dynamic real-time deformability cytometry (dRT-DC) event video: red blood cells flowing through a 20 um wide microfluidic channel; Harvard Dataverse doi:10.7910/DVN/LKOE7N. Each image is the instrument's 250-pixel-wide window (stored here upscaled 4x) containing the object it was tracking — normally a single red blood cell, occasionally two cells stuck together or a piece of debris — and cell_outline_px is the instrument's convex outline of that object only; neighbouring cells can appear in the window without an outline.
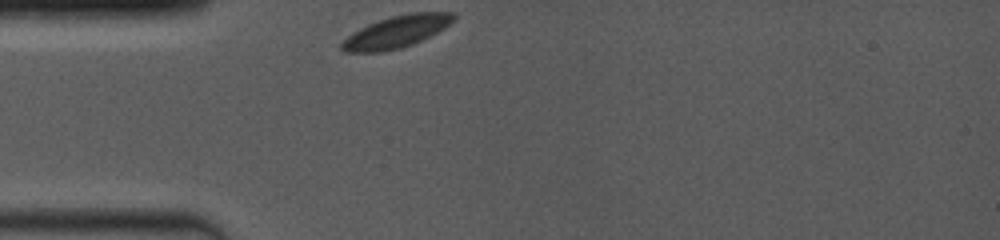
{"species": "common noctule bat (a hibernating species)", "species_latin": "Nyctalus noctula", "temperature_condition": "room temperature", "stored_images_in_passage": 5, "camera_frame_rate_fps": 4000, "um_per_image_px": 0.085, "animal": {"sex": "female", "body_mass_g": 19.0, "forearm_length_mm": 53.3}, "frame": {"image": 1, "passage_image": 1, "time_ms": 0.0, "image_size_px": [1000, 240], "cell_outline_px": [[456, 20], [444, 28], [412, 44], [400, 48], [380, 52], [344, 52], [340, 48], [340, 44], [348, 36], [360, 28], [368, 24], [392, 16], [408, 12], [452, 12], [456, 16]], "centroid_in_image_um": [33.7, 2.69], "position_along_channel_um": 51.3, "area_um2": 20.69}}
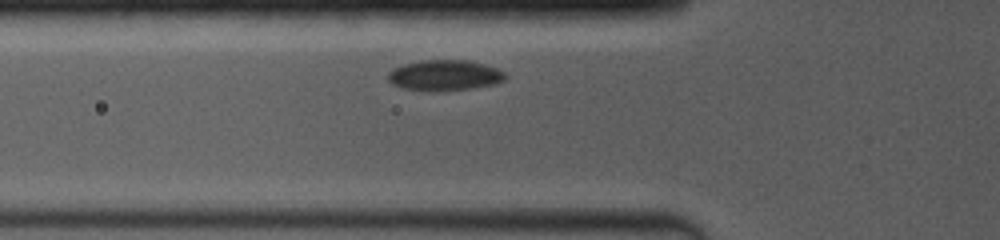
{"frame": {"image": 2, "passage_image": 3, "time_ms": 1.25, "image_size_px": [1000, 240], "cell_outline_px": [[508, 76], [504, 80], [496, 84], [472, 88], [400, 88], [392, 84], [388, 80], [388, 72], [392, 68], [404, 64], [420, 60], [468, 60], [484, 64], [496, 68], [504, 72]], "centroid_in_image_um": [37.81, 6.35], "position_along_channel_um": 88.0, "area_um2": 20.23}}
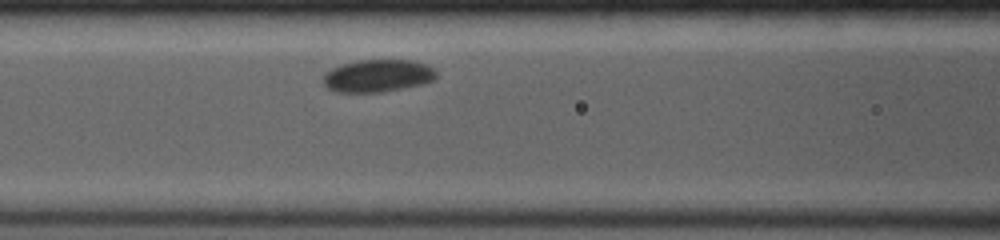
{"frame": {"image": 3, "passage_image": 5, "time_ms": 2.5, "image_size_px": [1000, 240], "cell_outline_px": [[436, 76], [432, 80], [424, 84], [380, 92], [336, 92], [328, 88], [324, 84], [324, 76], [332, 68], [344, 64], [360, 60], [412, 60], [428, 64], [436, 72]], "centroid_in_image_um": [32.14, 6.44], "position_along_channel_um": 134.5, "area_um2": 21.21}}